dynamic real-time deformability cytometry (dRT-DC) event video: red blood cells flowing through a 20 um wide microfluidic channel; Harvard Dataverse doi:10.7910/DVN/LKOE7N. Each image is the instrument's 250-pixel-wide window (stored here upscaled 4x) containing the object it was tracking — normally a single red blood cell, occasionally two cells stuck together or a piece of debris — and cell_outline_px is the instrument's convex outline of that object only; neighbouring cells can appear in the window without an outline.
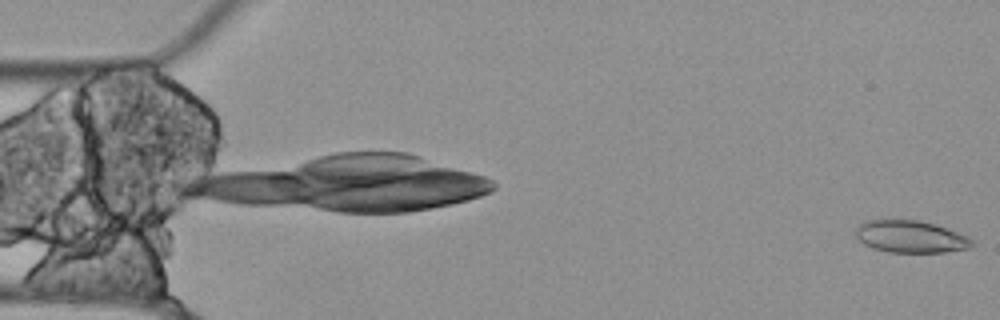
{"species": "Egyptian fruit bat (a non-hibernating species)", "species_latin": "Rousettus aegyptiacus", "temperature_condition": "cold", "stored_images_in_passage": 56, "camera_frame_rate_fps": 3000, "um_per_image_px": 0.085, "animal": {"sex": "female"}, "frame": {"image": 1, "passage_image": 1, "time_ms": 0.0, "image_size_px": [1000, 320], "cell_outline_px": [[976, 244], [968, 248], [944, 252], [888, 252], [872, 248], [864, 244], [856, 236], [856, 228], [864, 220], [920, 220], [968, 236]], "centroid_in_image_um": [77.38, 20.12], "position_along_channel_um": 7.6, "area_um2": 21.62}}
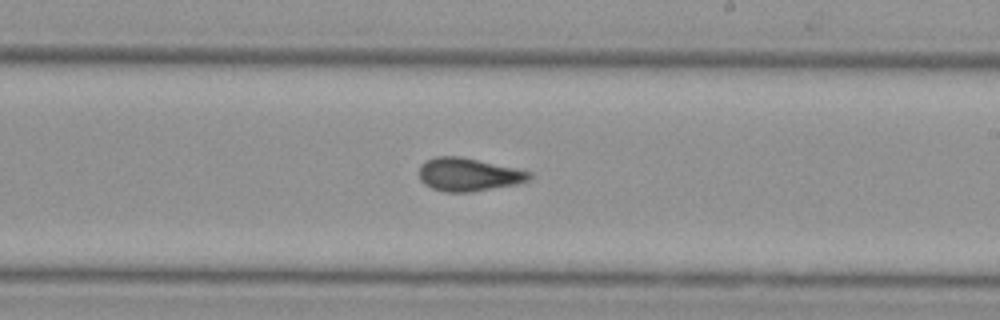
{"frame": {"image": 2, "passage_image": 32, "time_ms": 10.333, "image_size_px": [1000, 320], "cell_outline_px": [[532, 176], [528, 180], [516, 184], [472, 192], [444, 192], [432, 188], [424, 184], [420, 180], [420, 164], [436, 156], [460, 156], [516, 168], [532, 172]], "centroid_in_image_um": [39.81, 14.84], "position_along_channel_um": 249.2, "area_um2": 21.27}}
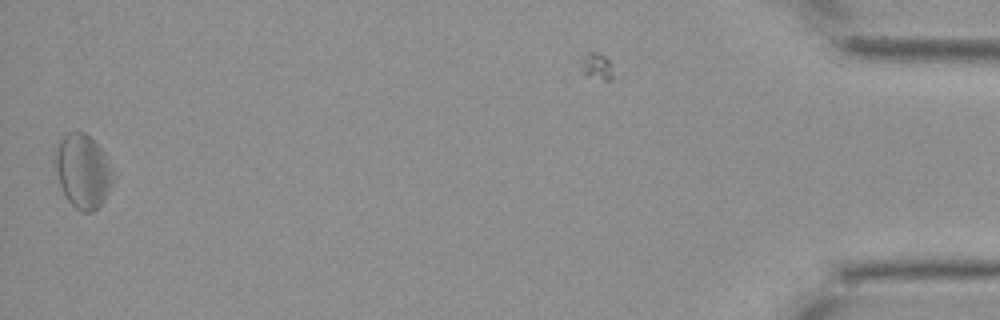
{"frame": {"image": 3, "passage_image": 55, "time_ms": 18.0, "image_size_px": [1000, 320], "cell_outline_px": [[116, 172], [112, 184], [104, 200], [92, 212], [80, 212], [64, 196], [60, 184], [56, 168], [56, 148], [60, 140], [68, 132], [84, 132], [104, 152]], "centroid_in_image_um": [7.08, 14.57], "position_along_channel_um": 428.1, "area_um2": 24.8}, "authors_computed_cell_mechanics": {"area_um2": 21.8195, "velocity_mm_per_s": 3.5323, "shape_relaxation_time_tau1_ms": null, "shape_relaxation_time_tau2_ms": 5.776, "deformation_change_tau1": null, "deformation_change_tau2": 0.1536}}